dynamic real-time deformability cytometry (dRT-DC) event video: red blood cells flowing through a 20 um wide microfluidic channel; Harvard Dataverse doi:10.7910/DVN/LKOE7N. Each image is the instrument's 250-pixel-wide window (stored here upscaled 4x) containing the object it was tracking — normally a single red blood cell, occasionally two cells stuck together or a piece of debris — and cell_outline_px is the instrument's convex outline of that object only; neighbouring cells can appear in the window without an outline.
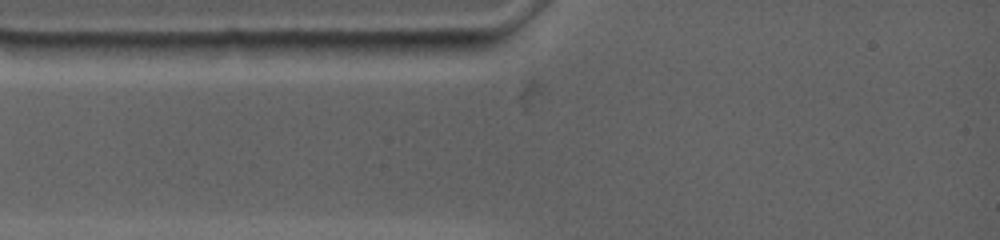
{"species": "common noctule bat (a hibernating species)", "species_latin": "Nyctalus noctula", "temperature_condition": "warm", "stored_images_in_passage": 3, "camera_frame_rate_fps": 4500, "um_per_image_px": 0.085, "animal": {"sex": "female", "body_mass_g": 19.0, "forearm_length_mm": 53.3}, "frame": {"image": 1, "passage_image": 1, "time_ms": 0.0, "image_size_px": [1000, 240], "cell_outline_px": [[496, 44], [488, 48], [452, 56], [408, 60], [372, 52], [364, 44], [364, 40], [488, 40]], "centroid_in_image_um": [36.17, 4.07], "position_along_channel_um": 48.8, "area_um2": 13.7}}